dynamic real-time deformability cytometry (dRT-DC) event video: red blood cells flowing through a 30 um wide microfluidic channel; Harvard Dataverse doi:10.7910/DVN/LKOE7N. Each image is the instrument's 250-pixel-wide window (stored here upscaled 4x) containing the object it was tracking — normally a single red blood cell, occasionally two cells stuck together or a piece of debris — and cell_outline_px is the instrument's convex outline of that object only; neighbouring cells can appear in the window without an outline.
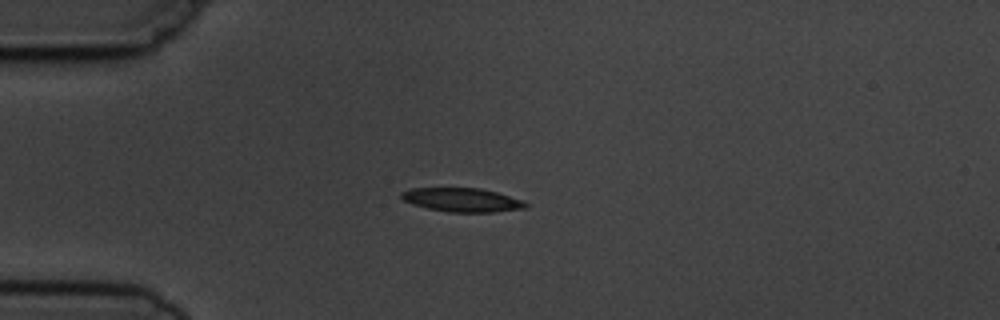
{"species": "common noctule bat (a hibernating species)", "species_latin": "Nyctalus noctula", "temperature_condition": "cold", "stored_images_in_passage": 3, "camera_frame_rate_fps": 3000, "um_per_image_px": 0.085, "animal": {"sex": "male", "body_mass_g": 19.5, "forearm_length_mm": 54.6}, "frame": {"image": 1, "passage_image": 1, "time_ms": 0.0, "image_size_px": [1000, 320], "cell_outline_px": [[528, 208], [492, 212], [448, 212], [428, 208], [412, 204], [404, 200], [400, 196], [400, 192], [412, 188], [480, 188], [496, 192], [524, 200], [528, 204]], "centroid_in_image_um": [39.3, 16.99], "position_along_channel_um": 45.7, "area_um2": 17.28}}
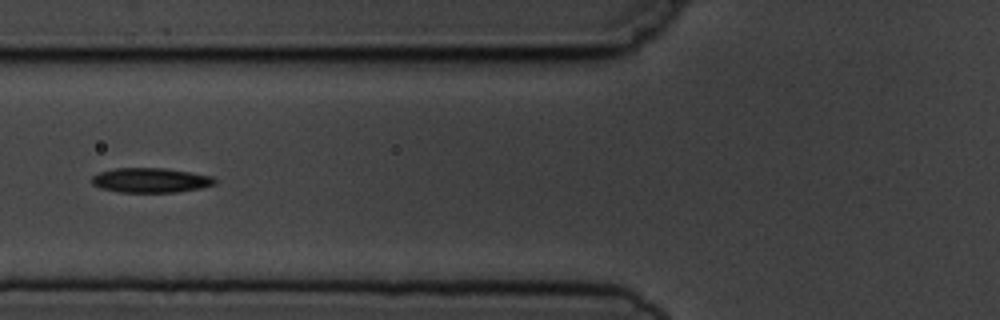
{"frame": {"image": 2, "passage_image": 3, "time_ms": 2.333, "image_size_px": [1000, 320], "cell_outline_px": [[216, 184], [200, 188], [176, 192], [120, 192], [100, 188], [92, 184], [92, 176], [100, 172], [112, 168], [164, 168], [212, 176], [216, 180]], "centroid_in_image_um": [12.78, 15.32], "position_along_channel_um": 113.0, "area_um2": 17.63}}